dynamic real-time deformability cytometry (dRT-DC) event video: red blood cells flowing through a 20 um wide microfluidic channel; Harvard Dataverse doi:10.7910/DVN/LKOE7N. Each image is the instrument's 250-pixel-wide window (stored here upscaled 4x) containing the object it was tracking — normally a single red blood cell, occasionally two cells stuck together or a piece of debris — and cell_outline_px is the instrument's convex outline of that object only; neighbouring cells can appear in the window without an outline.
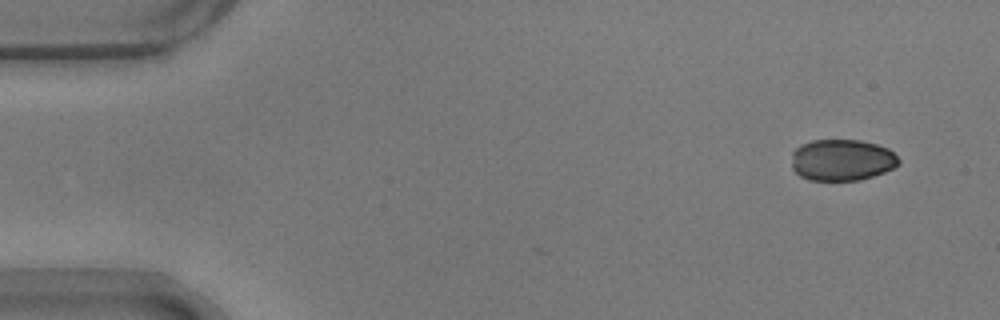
{"species": "common noctule bat (a hibernating species)", "species_latin": "Nyctalus noctula", "temperature_condition": "warm", "stored_images_in_passage": 40, "camera_frame_rate_fps": 3000, "um_per_image_px": 0.085, "animal": {"sex": "male", "body_mass_g": 17.9}, "frame": {"image": 1, "passage_image": 1, "time_ms": 0.0, "image_size_px": [1000, 320], "cell_outline_px": [[900, 164], [884, 172], [860, 180], [808, 180], [800, 176], [792, 168], [792, 152], [800, 144], [812, 140], [860, 140], [876, 144], [888, 148], [900, 160]], "centroid_in_image_um": [71.55, 13.59], "position_along_channel_um": 13.5, "area_um2": 25.95}}
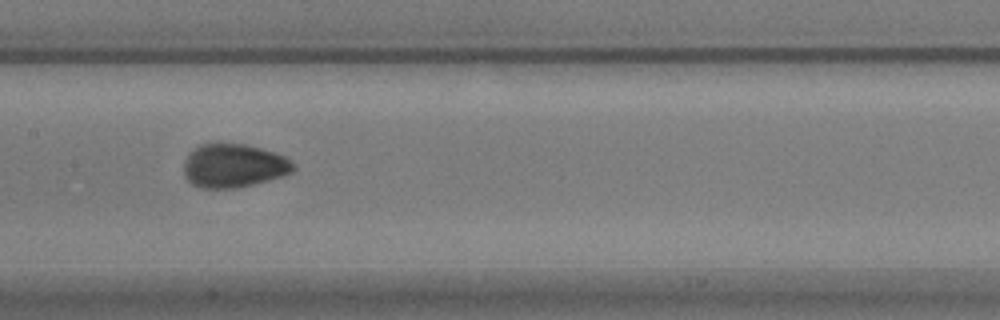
{"frame": {"image": 2, "passage_image": 24, "time_ms": 7.667, "image_size_px": [1000, 320], "cell_outline_px": [[296, 168], [292, 172], [284, 176], [236, 188], [200, 188], [192, 184], [184, 176], [184, 160], [188, 152], [192, 148], [200, 144], [216, 140], [220, 140], [244, 144], [260, 148], [284, 156], [296, 164]], "centroid_in_image_um": [19.82, 14.04], "position_along_channel_um": 187.6, "area_um2": 28.67}}
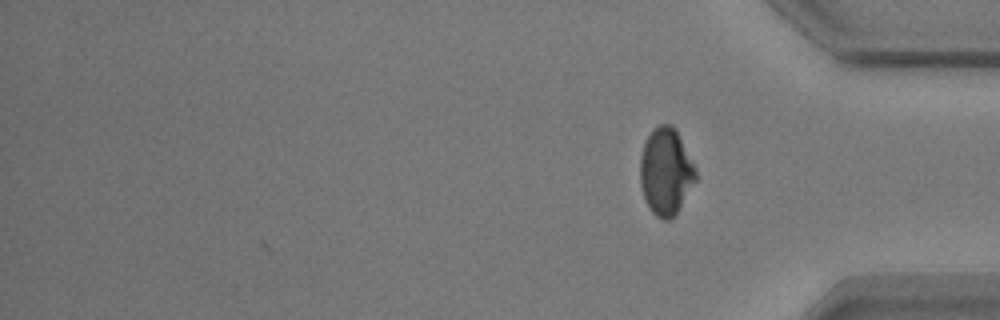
{"frame": {"image": 3, "passage_image": 40, "time_ms": 13.0, "image_size_px": [1000, 320], "cell_outline_px": [[696, 180], [676, 212], [668, 220], [664, 220], [656, 216], [652, 212], [644, 196], [640, 184], [640, 156], [644, 144], [652, 128], [660, 124], [672, 124], [676, 128], [696, 168]], "centroid_in_image_um": [56.59, 14.53], "position_along_channel_um": 378.6, "area_um2": 27.98}, "authors_computed_cell_mechanics": {"area_um2": 27.8596, "velocity_mm_per_s": 3.7159, "shape_relaxation_time_tau1_ms": 4.8193, "shape_relaxation_time_tau2_ms": 0.7176, "deformation_change_tau1": 0.1532, "deformation_change_tau2": 0.0372}}